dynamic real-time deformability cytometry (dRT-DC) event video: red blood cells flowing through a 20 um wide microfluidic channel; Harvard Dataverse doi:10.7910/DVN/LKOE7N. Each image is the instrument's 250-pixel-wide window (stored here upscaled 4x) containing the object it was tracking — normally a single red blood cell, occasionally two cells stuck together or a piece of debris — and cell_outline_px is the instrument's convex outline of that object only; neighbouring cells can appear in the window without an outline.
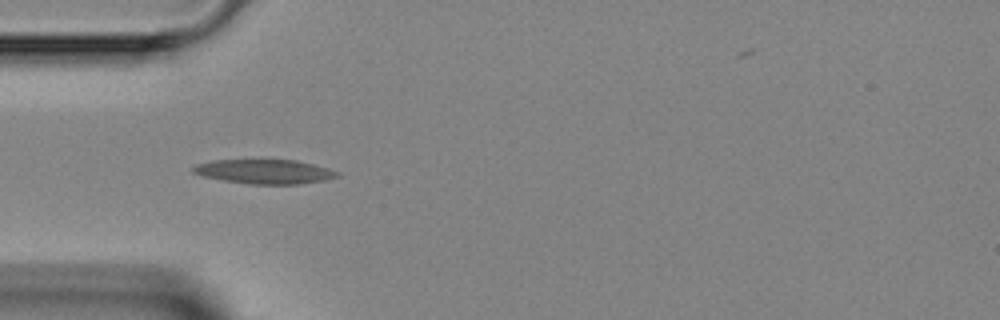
{"species": "Egyptian fruit bat (a non-hibernating species)", "species_latin": "Rousettus aegyptiacus", "temperature_condition": "room temperature", "stored_images_in_passage": 4, "camera_frame_rate_fps": 3000, "um_per_image_px": 0.085, "animal": {"sex": "female"}, "frame": {"image": 1, "passage_image": 3, "time_ms": 2.333, "image_size_px": [1000, 320], "cell_outline_px": [[340, 176], [324, 180], [300, 184], [248, 184], [224, 180], [204, 176], [192, 172], [192, 168], [196, 164], [212, 160], [296, 160], [328, 168], [340, 172]], "centroid_in_image_um": [22.5, 14.58], "position_along_channel_um": 62.5, "area_um2": 20.35}}